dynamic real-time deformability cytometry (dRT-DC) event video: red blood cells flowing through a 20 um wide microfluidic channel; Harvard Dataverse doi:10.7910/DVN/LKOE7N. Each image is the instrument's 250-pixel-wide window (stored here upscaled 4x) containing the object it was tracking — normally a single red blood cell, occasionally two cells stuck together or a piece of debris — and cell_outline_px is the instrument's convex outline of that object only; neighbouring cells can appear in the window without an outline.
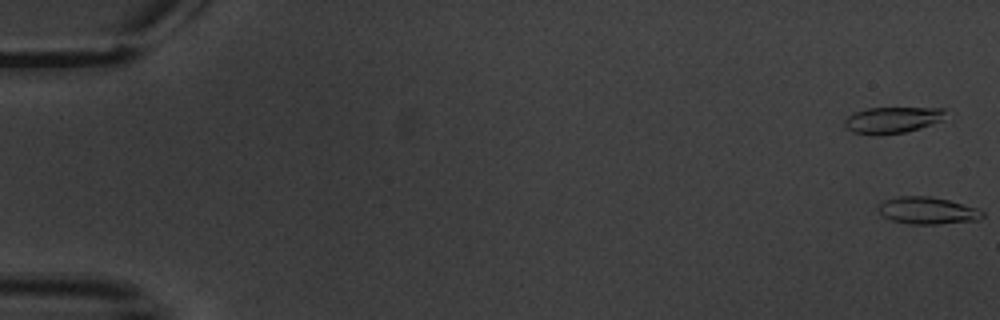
{"species": "common noctule bat (a hibernating species)", "species_latin": "Nyctalus noctula", "temperature_condition": "warm", "stored_images_in_passage": 6, "camera_frame_rate_fps": 3000, "um_per_image_px": 0.085, "animal": {"sex": "male", "body_mass_g": 20.1, "forearm_length_mm": 53.5}, "frame": {"image": 1, "passage_image": 1, "time_ms": 0.0, "image_size_px": [1000, 320], "cell_outline_px": [[984, 216], [976, 220], [936, 224], [908, 224], [892, 220], [884, 216], [876, 208], [884, 200], [900, 196], [928, 196], [948, 200], [976, 208], [984, 212]], "centroid_in_image_um": [78.81, 17.9], "position_along_channel_um": 6.2, "area_um2": 16.24}}